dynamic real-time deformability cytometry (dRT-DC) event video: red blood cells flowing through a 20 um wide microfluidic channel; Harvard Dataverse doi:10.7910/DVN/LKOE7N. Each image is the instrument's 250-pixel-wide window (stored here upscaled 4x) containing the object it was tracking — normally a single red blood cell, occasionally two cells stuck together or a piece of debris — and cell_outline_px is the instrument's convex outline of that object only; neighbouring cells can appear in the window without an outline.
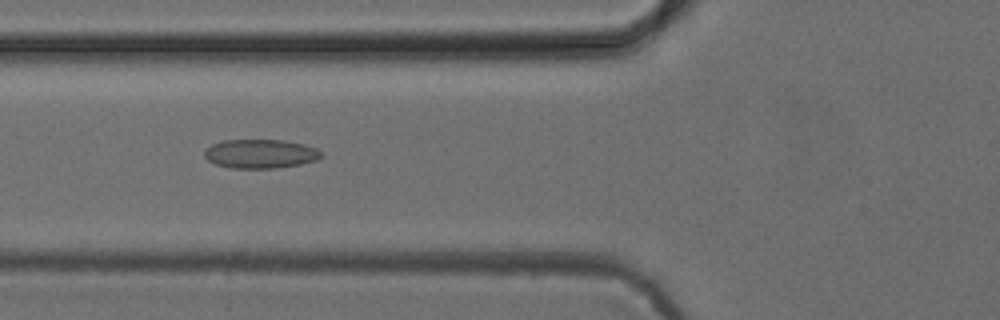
{"species": "common noctule bat (a hibernating species)", "species_latin": "Nyctalus noctula", "temperature_condition": "cold", "stored_images_in_passage": 8, "camera_frame_rate_fps": 3000, "um_per_image_px": 0.085, "animal": {"sex": "female", "body_mass_g": 24.6, "forearm_length_mm": 56.2}, "frame": {"image": 1, "passage_image": 6, "time_ms": 5.667, "image_size_px": [1000, 320], "cell_outline_px": [[324, 156], [316, 160], [300, 164], [276, 168], [232, 168], [216, 164], [208, 160], [204, 156], [204, 152], [212, 144], [224, 140], [284, 140], [304, 144], [316, 148], [324, 152]], "centroid_in_image_um": [22.18, 13.07], "position_along_channel_um": 103.6, "area_um2": 19.77}}
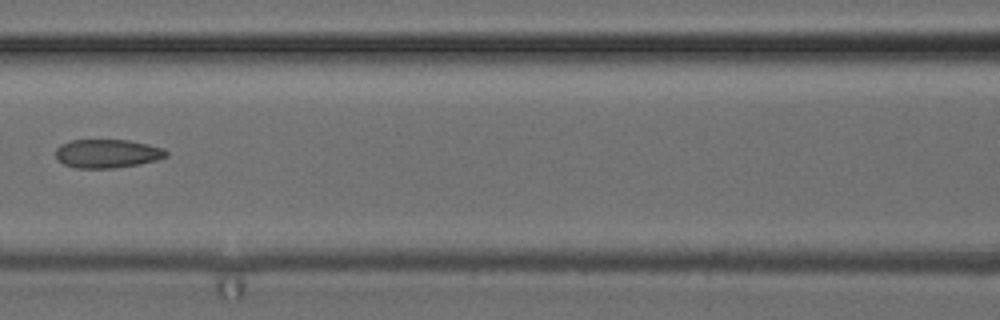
{"frame": {"image": 2, "passage_image": 7, "time_ms": 7.0, "image_size_px": [1000, 320], "cell_outline_px": [[168, 156], [156, 160], [140, 164], [116, 168], [76, 168], [64, 164], [56, 156], [56, 148], [60, 144], [72, 140], [128, 140], [148, 144], [164, 148], [168, 152]], "centroid_in_image_um": [9.14, 13.05], "position_along_channel_um": 157.5, "area_um2": 18.5}}
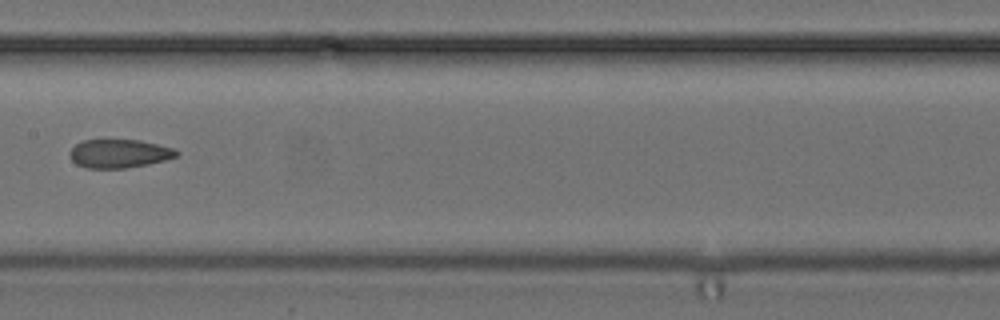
{"frame": {"image": 3, "passage_image": 8, "time_ms": 8.0, "image_size_px": [1000, 320], "cell_outline_px": [[180, 152], [176, 156], [164, 160], [148, 164], [124, 168], [88, 168], [76, 164], [68, 156], [68, 152], [76, 144], [84, 140], [140, 140], [176, 148]], "centroid_in_image_um": [10.13, 13.05], "position_along_channel_um": 197.3, "area_um2": 17.8}}